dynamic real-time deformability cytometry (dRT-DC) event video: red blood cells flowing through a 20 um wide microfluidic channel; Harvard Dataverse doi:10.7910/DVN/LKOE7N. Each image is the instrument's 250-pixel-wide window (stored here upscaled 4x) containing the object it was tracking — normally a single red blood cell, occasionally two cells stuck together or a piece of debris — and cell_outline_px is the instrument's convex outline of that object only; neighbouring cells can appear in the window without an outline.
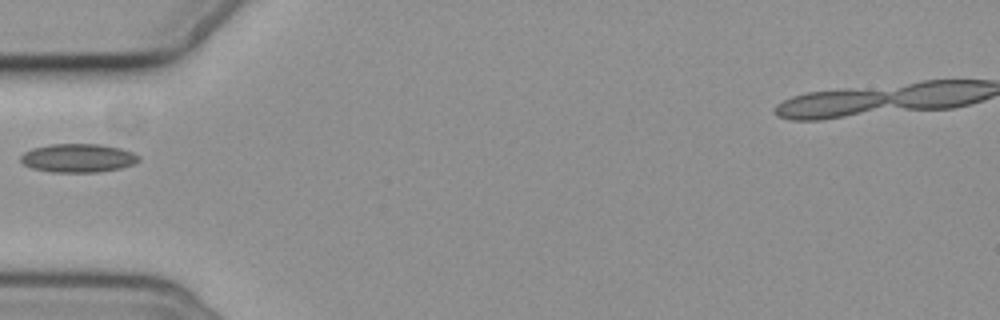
{"species": "common noctule bat (a hibernating species)", "species_latin": "Nyctalus noctula", "temperature_condition": "cold", "stored_images_in_passage": 6, "camera_frame_rate_fps": 3000, "um_per_image_px": 0.085, "animal": {"sex": "female", "body_mass_g": 19.3, "forearm_length_mm": 54.1}, "frame": {"image": 1, "passage_image": 5, "time_ms": 6.0, "image_size_px": [1000, 320], "cell_outline_px": [[140, 160], [132, 164], [120, 168], [100, 172], [52, 172], [32, 168], [24, 164], [20, 160], [20, 156], [24, 152], [32, 148], [52, 144], [100, 144], [120, 148], [132, 152], [140, 156]], "centroid_in_image_um": [6.63, 13.43], "position_along_channel_um": 78.4, "area_um2": 19.65}}
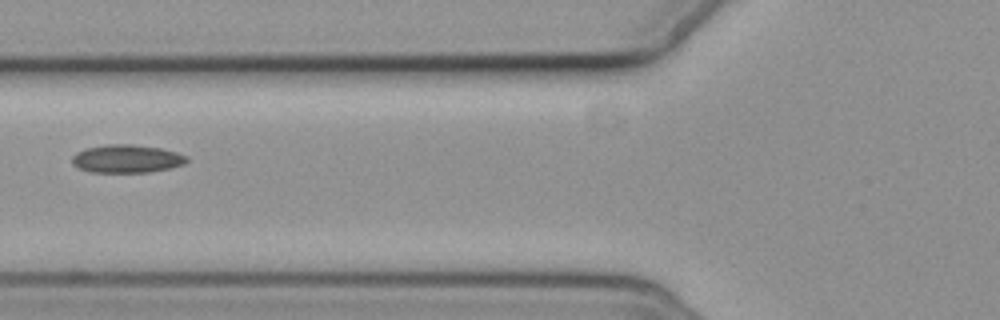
{"frame": {"image": 2, "passage_image": 6, "time_ms": 7.0, "image_size_px": [1000, 320], "cell_outline_px": [[188, 160], [184, 164], [168, 168], [148, 172], [92, 172], [80, 168], [72, 164], [72, 156], [76, 152], [84, 148], [104, 144], [132, 144], [160, 148], [176, 152], [188, 156]], "centroid_in_image_um": [10.75, 13.48], "position_along_channel_um": 115.1, "area_um2": 18.79}}